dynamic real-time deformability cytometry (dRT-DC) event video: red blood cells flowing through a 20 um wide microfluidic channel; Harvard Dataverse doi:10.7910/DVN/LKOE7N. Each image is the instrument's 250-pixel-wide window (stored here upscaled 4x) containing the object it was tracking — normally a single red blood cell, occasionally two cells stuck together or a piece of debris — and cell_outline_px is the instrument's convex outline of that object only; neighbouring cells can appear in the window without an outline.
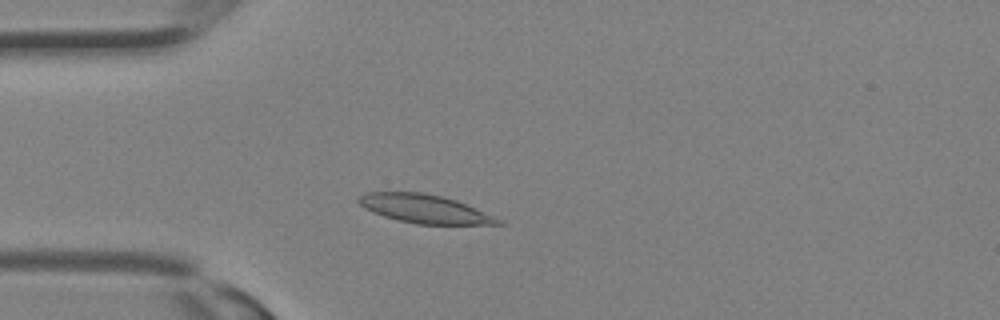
{"species": "Egyptian fruit bat (a non-hibernating species)", "species_latin": "Rousettus aegyptiacus", "temperature_condition": "room temperature", "stored_images_in_passage": 9, "camera_frame_rate_fps": 3000, "um_per_image_px": 0.085, "animal": {"sex": "female"}, "frame": {"image": 1, "passage_image": 6, "time_ms": 1.667, "image_size_px": [1000, 320], "cell_outline_px": [[504, 224], [416, 224], [384, 216], [372, 212], [364, 208], [356, 200], [364, 192], [424, 192], [456, 200], [504, 220]], "centroid_in_image_um": [36.08, 17.74], "position_along_channel_um": 48.9, "area_um2": 23.06}}
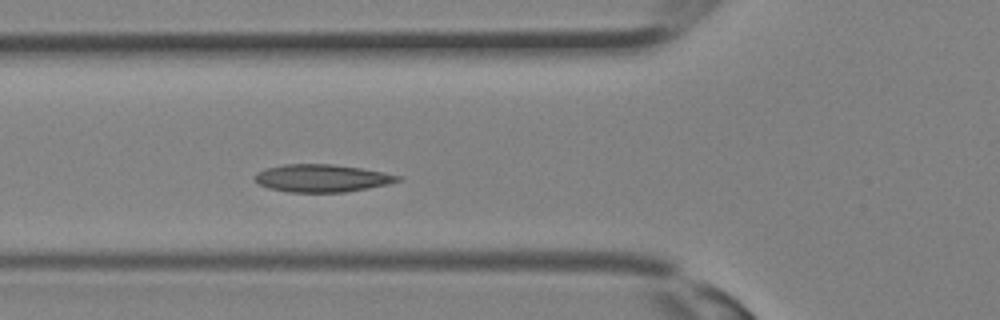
{"frame": {"image": 2, "passage_image": 9, "time_ms": 2.667, "image_size_px": [1000, 320], "cell_outline_px": [[404, 180], [388, 184], [368, 188], [344, 192], [288, 192], [268, 188], [260, 184], [256, 180], [256, 172], [264, 168], [284, 164], [332, 164], [360, 168], [384, 172], [404, 176]], "centroid_in_image_um": [27.41, 15.14], "position_along_channel_um": 98.4, "area_um2": 23.12}}